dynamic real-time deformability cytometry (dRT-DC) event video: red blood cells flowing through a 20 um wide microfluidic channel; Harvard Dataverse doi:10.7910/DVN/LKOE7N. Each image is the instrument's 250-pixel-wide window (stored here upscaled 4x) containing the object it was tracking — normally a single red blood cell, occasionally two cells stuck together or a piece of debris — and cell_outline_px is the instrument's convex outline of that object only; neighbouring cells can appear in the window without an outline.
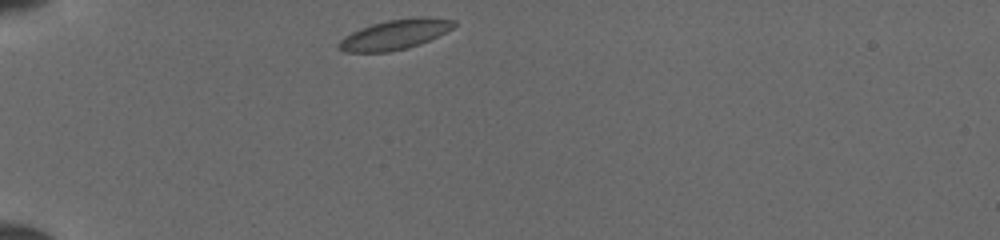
{"species": "common noctule bat (a hibernating species)", "species_latin": "Nyctalus noctula", "temperature_condition": "cold", "stored_images_in_passage": 31, "camera_frame_rate_fps": 3000, "um_per_image_px": 0.085, "animal": {"sex": "female", "body_mass_g": 19.5, "forearm_length_mm": 54.1}, "frame": {"image": 1, "passage_image": 1, "time_ms": 0.0, "image_size_px": [1000, 240], "cell_outline_px": [[456, 24], [452, 28], [420, 44], [408, 48], [388, 52], [344, 52], [336, 44], [344, 36], [360, 28], [372, 24], [388, 20], [416, 16], [428, 16], [456, 20]], "centroid_in_image_um": [33.57, 2.92], "position_along_channel_um": 51.4, "area_um2": 20.11}}
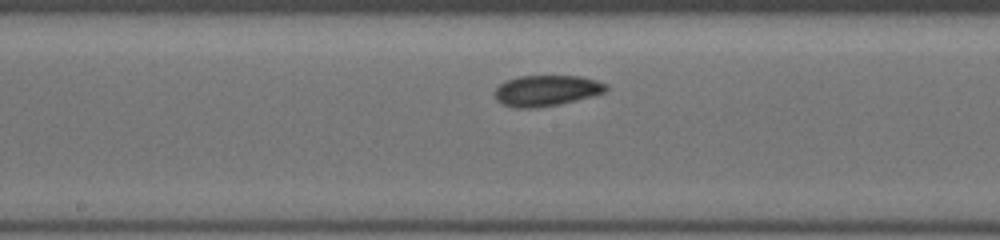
{"frame": {"image": 2, "passage_image": 14, "time_ms": 4.333, "image_size_px": [1000, 240], "cell_outline_px": [[608, 88], [604, 92], [592, 96], [560, 104], [536, 108], [516, 108], [504, 104], [496, 100], [492, 92], [500, 84], [508, 80], [520, 76], [580, 76], [596, 80], [608, 84]], "centroid_in_image_um": [46.44, 7.7], "position_along_channel_um": 201.8, "area_um2": 20.06}}
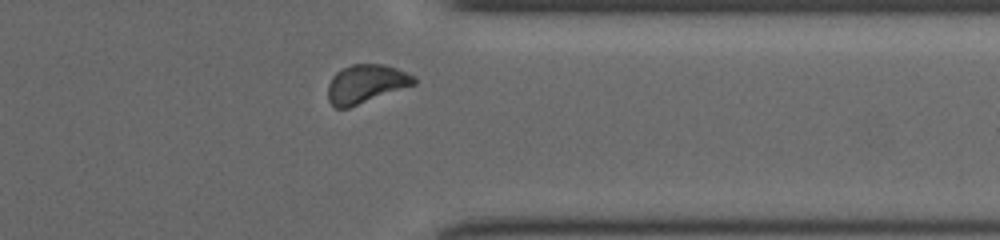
{"frame": {"image": 3, "passage_image": 27, "time_ms": 8.667, "image_size_px": [1000, 240], "cell_outline_px": [[416, 84], [348, 108], [336, 108], [328, 100], [328, 84], [332, 76], [336, 72], [352, 64], [384, 64], [396, 68], [416, 76]], "centroid_in_image_um": [31.11, 7.12], "position_along_channel_um": 380.3, "area_um2": 19.31}}